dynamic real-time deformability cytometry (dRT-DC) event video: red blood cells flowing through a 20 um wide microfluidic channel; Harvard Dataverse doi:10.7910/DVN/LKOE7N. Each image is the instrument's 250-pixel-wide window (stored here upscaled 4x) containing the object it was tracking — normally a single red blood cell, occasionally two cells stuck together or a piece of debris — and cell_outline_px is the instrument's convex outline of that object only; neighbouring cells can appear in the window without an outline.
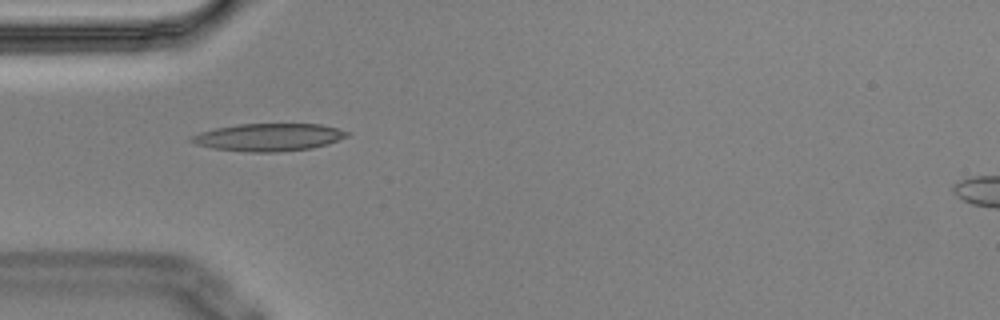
{"species": "Egyptian fruit bat (a non-hibernating species)", "species_latin": "Rousettus aegyptiacus", "temperature_condition": "cold", "stored_images_in_passage": 3, "camera_frame_rate_fps": 3000, "um_per_image_px": 0.085, "animal": {"sex": "male"}, "frame": {"image": 1, "passage_image": 1, "time_ms": 0.0, "image_size_px": [1000, 320], "cell_outline_px": [[352, 132], [348, 136], [328, 144], [312, 148], [276, 152], [248, 152], [212, 148], [196, 144], [188, 140], [192, 136], [200, 132], [216, 128], [240, 124], [320, 124]], "centroid_in_image_um": [22.86, 11.66], "position_along_channel_um": 62.1, "area_um2": 24.97}}